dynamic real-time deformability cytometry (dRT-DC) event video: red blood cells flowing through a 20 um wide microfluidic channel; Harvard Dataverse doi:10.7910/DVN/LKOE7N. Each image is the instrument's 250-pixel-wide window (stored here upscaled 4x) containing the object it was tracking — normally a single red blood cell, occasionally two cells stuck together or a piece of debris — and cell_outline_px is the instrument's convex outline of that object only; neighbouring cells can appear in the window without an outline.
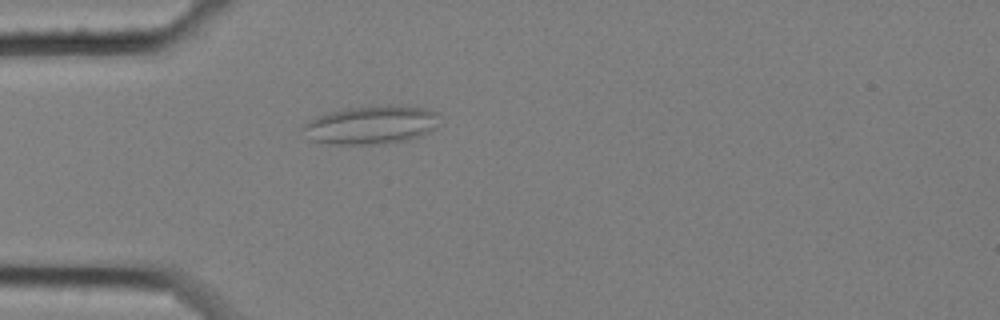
{"species": "common noctule bat (a hibernating species)", "species_latin": "Nyctalus noctula", "temperature_condition": "cold", "stored_images_in_passage": 56, "camera_frame_rate_fps": 3000, "um_per_image_px": 0.085, "animal": {"sex": "female", "body_mass_g": 25.1}, "frame": {"image": 1, "passage_image": 14, "time_ms": 4.333, "image_size_px": [1000, 320], "cell_outline_px": [[440, 112], [432, 128], [428, 132], [420, 136], [408, 140], [384, 144], [328, 144], [308, 140], [300, 128], [308, 120], [316, 116], [348, 108], [388, 104], [424, 108]], "centroid_in_image_um": [31.48, 10.62], "position_along_channel_um": 53.5, "area_um2": 30.75}}
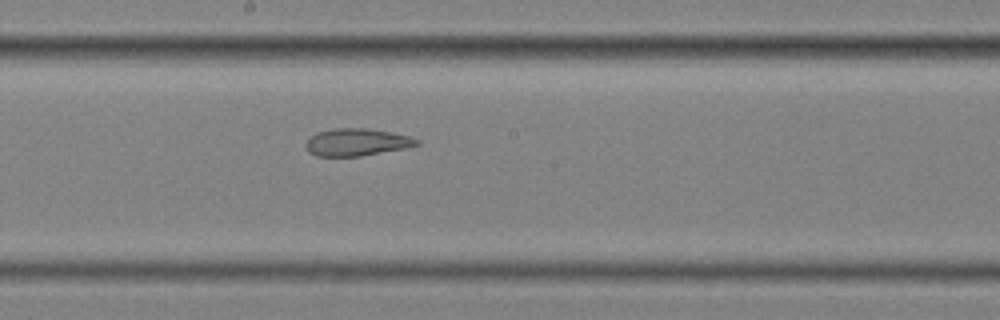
{"frame": {"image": 2, "passage_image": 29, "time_ms": 9.333, "image_size_px": [1000, 320], "cell_outline_px": [[420, 144], [408, 148], [360, 156], [316, 156], [308, 152], [304, 144], [316, 132], [332, 128], [368, 128], [392, 132], [408, 136], [420, 140]], "centroid_in_image_um": [30.33, 12.08], "position_along_channel_um": 217.9, "area_um2": 17.86}}
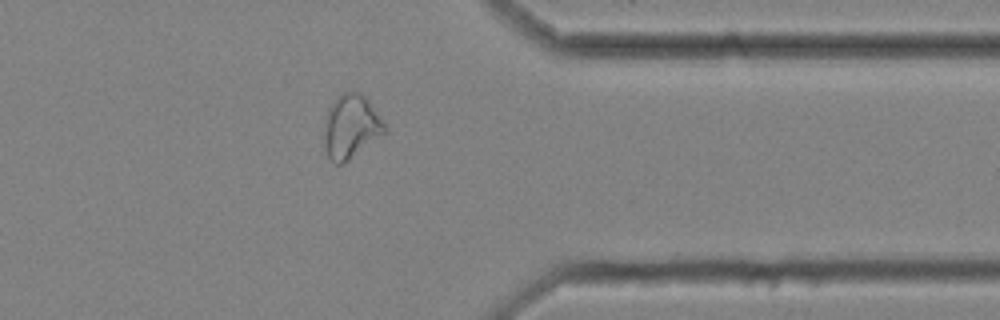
{"frame": {"image": 3, "passage_image": 44, "time_ms": 14.333, "image_size_px": [1000, 320], "cell_outline_px": [[388, 132], [344, 164], [336, 164], [328, 156], [324, 148], [324, 120], [328, 108], [336, 96], [344, 92], [360, 92], [368, 100], [388, 128]], "centroid_in_image_um": [29.83, 10.78], "position_along_channel_um": 381.6, "area_um2": 22.89}, "authors_computed_cell_mechanics": {"area_um2": 23.2356, "velocity_mm_per_s": 3.4422, "shape_relaxation_time_tau1_ms": null, "shape_relaxation_time_tau2_ms": 3.1466, "deformation_change_tau1": null, "deformation_change_tau2": 0.1031}}